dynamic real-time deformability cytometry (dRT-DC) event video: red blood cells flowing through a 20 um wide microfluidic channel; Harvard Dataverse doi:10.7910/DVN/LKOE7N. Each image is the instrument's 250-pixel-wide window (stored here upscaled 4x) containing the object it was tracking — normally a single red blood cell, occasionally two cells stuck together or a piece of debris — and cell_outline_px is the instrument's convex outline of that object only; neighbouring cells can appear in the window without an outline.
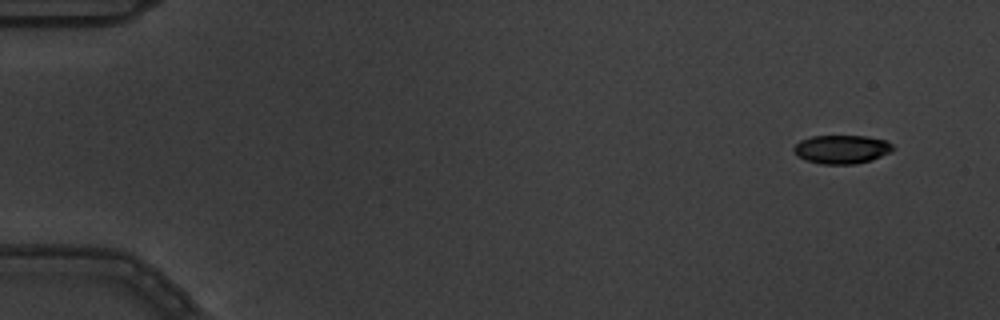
{"species": "common noctule bat (a hibernating species)", "species_latin": "Nyctalus noctula", "temperature_condition": "warm", "stored_images_in_passage": 6, "segment_of_instrument_passage": [1, 2], "camera_frame_rate_fps": 3000, "um_per_image_px": 0.085, "animal": {"sex": "male", "body_mass_g": 19.5, "forearm_length_mm": 54.6}, "frame": {"image": 1, "passage_image": 1, "time_ms": 0.0, "image_size_px": [1000, 320], "cell_outline_px": [[896, 148], [872, 160], [856, 164], [820, 164], [796, 156], [792, 148], [800, 140], [812, 136], [864, 136], [884, 140], [892, 144]], "centroid_in_image_um": [71.51, 12.69], "position_along_channel_um": 13.5, "area_um2": 16.47}}